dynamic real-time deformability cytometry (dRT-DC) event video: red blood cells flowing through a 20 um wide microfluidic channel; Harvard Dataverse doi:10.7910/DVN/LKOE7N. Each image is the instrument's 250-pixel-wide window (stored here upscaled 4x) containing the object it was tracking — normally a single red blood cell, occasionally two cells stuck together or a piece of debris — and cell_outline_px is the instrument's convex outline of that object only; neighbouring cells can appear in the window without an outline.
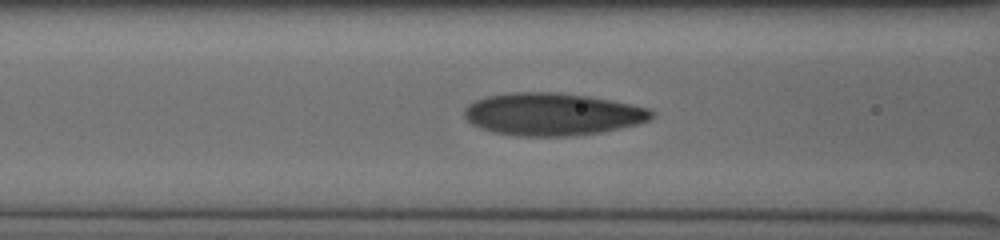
{"species": "human", "species_latin": "Homo sapiens", "temperature_condition": "cold", "stored_images_in_passage": 45, "camera_frame_rate_fps": 3000, "um_per_image_px": 0.085, "donor": {"sex": "male"}, "frame": {"image": 1, "passage_image": 24, "time_ms": 7.667, "image_size_px": [1000, 240], "cell_outline_px": [[656, 112], [648, 120], [636, 124], [620, 128], [600, 132], [568, 136], [516, 136], [492, 132], [480, 128], [472, 124], [464, 116], [464, 108], [468, 104], [476, 100], [488, 96], [512, 92], [560, 92], [588, 96], [612, 100], [648, 108]], "centroid_in_image_um": [46.92, 9.7], "position_along_channel_um": 119.7, "area_um2": 46.36}}
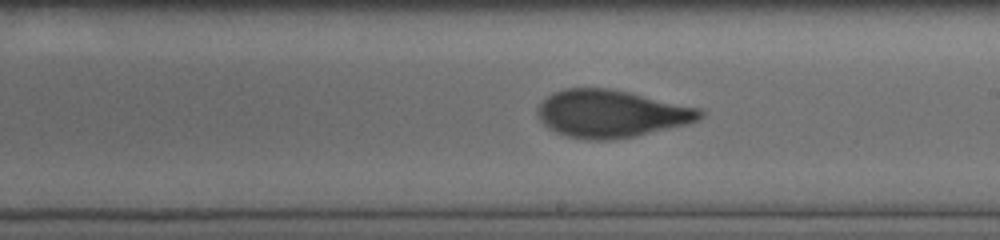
{"frame": {"image": 2, "passage_image": 33, "time_ms": 10.667, "image_size_px": [1000, 240], "cell_outline_px": [[704, 116], [688, 124], [636, 136], [612, 140], [588, 140], [568, 136], [556, 132], [548, 128], [536, 116], [536, 108], [552, 92], [564, 88], [608, 88], [628, 92], [700, 108], [704, 112]], "centroid_in_image_um": [51.93, 9.67], "position_along_channel_um": 237.1, "area_um2": 45.03}}
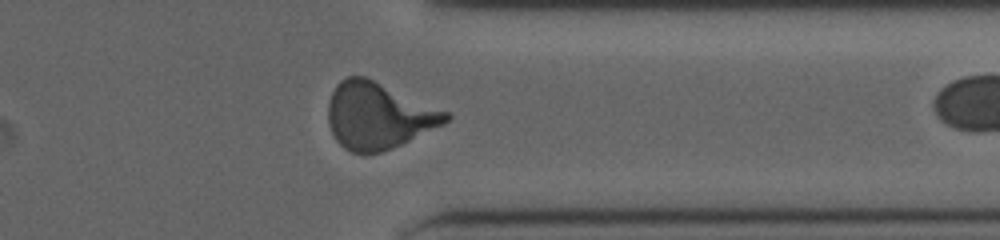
{"frame": {"image": 3, "passage_image": 44, "time_ms": 14.333, "image_size_px": [1000, 240], "cell_outline_px": [[452, 116], [444, 124], [392, 148], [380, 152], [364, 156], [352, 152], [344, 148], [336, 140], [328, 124], [328, 100], [336, 84], [340, 80], [348, 76], [364, 76], [448, 112]], "centroid_in_image_um": [32.12, 9.86], "position_along_channel_um": 379.3, "area_um2": 45.49}}